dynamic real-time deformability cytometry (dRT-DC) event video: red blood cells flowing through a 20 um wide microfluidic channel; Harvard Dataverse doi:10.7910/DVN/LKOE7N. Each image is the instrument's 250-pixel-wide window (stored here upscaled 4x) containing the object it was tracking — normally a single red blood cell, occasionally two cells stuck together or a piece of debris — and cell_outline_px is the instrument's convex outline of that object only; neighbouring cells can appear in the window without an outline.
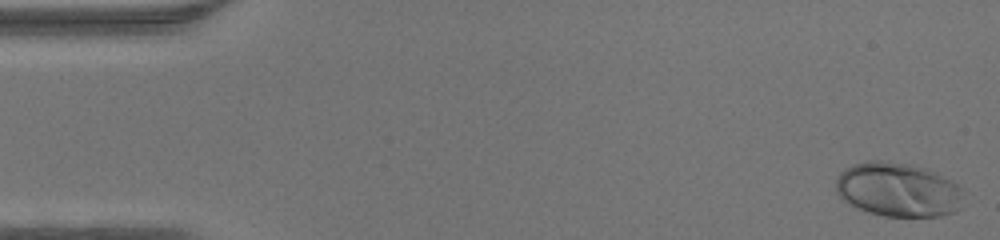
{"species": "human", "species_latin": "Homo sapiens", "temperature_condition": "warm", "stored_images_in_passage": 46, "camera_frame_rate_fps": 3000, "um_per_image_px": 0.085, "donor": {"sex": "male"}, "frame": {"image": 1, "passage_image": 1, "time_ms": 0.0, "image_size_px": [1000, 240], "cell_outline_px": [[960, 188], [956, 212], [940, 216], [884, 216], [868, 212], [856, 208], [840, 200], [836, 192], [836, 180], [840, 172], [856, 164], [872, 160], [880, 160], [900, 164], [916, 168], [948, 180], [956, 184]], "centroid_in_image_um": [76.19, 16.17], "position_along_channel_um": 8.8, "area_um2": 38.9}}
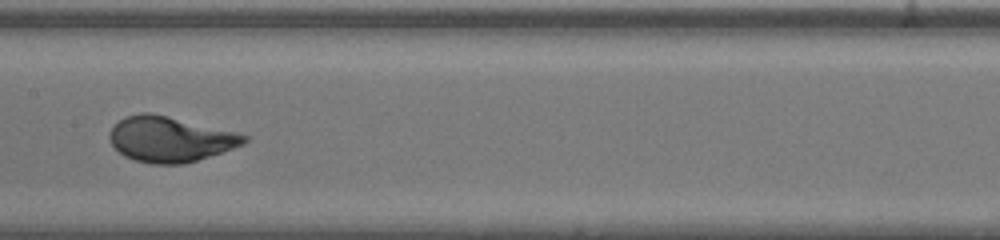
{"frame": {"image": 2, "passage_image": 23, "time_ms": 7.333, "image_size_px": [1000, 240], "cell_outline_px": [[248, 140], [244, 144], [184, 164], [152, 164], [136, 160], [124, 156], [112, 144], [108, 136], [112, 128], [124, 116], [140, 112], [148, 112], [232, 132], [248, 136]], "centroid_in_image_um": [14.39, 11.84], "position_along_channel_um": 193.0, "area_um2": 34.68}}
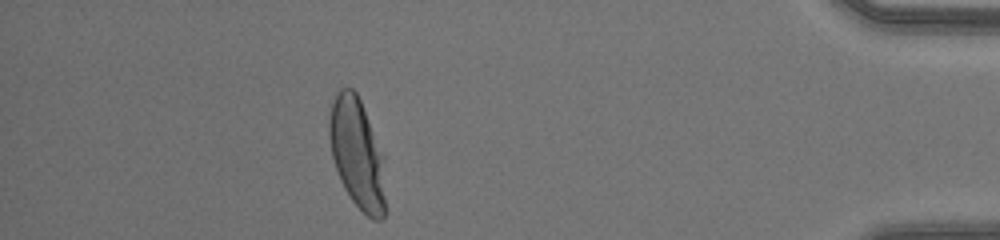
{"frame": {"image": 3, "passage_image": 41, "time_ms": 13.333, "image_size_px": [1000, 240], "cell_outline_px": [[384, 220], [372, 220], [352, 200], [344, 188], [340, 180], [332, 156], [328, 136], [328, 120], [332, 104], [336, 92], [340, 88], [352, 88], [356, 92], [360, 100], [384, 156]], "centroid_in_image_um": [30.34, 13.04], "position_along_channel_um": 404.9, "area_um2": 36.01}}